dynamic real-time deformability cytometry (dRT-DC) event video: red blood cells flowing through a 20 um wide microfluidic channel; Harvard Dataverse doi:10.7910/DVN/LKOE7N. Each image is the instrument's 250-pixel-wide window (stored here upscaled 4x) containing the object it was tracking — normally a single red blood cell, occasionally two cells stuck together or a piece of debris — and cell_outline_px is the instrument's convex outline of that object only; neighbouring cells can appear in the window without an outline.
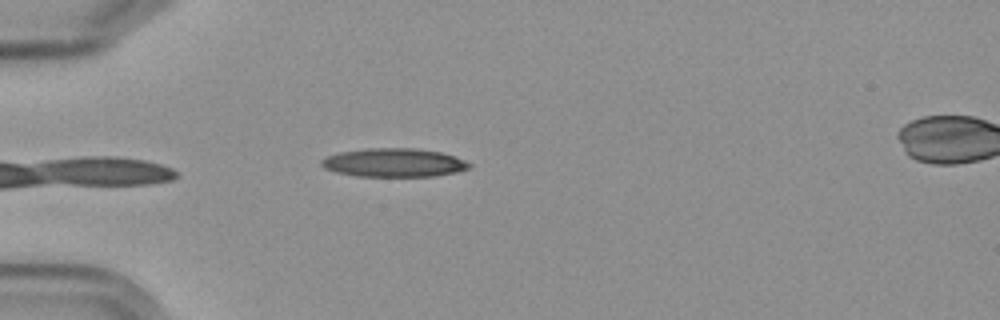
{"species": "Egyptian fruit bat (a non-hibernating species)", "species_latin": "Rousettus aegyptiacus", "temperature_condition": "cold", "stored_images_in_passage": 4, "camera_frame_rate_fps": 3000, "um_per_image_px": 0.085, "frame": {"image": 1, "passage_image": 3, "time_ms": 2.333, "image_size_px": [1000, 320], "cell_outline_px": [[472, 164], [468, 168], [456, 172], [436, 176], [356, 176], [336, 172], [324, 168], [320, 164], [320, 160], [328, 156], [340, 152], [368, 148], [416, 148], [440, 152], [464, 160]], "centroid_in_image_um": [33.46, 13.82], "position_along_channel_um": 51.5, "area_um2": 24.51}}